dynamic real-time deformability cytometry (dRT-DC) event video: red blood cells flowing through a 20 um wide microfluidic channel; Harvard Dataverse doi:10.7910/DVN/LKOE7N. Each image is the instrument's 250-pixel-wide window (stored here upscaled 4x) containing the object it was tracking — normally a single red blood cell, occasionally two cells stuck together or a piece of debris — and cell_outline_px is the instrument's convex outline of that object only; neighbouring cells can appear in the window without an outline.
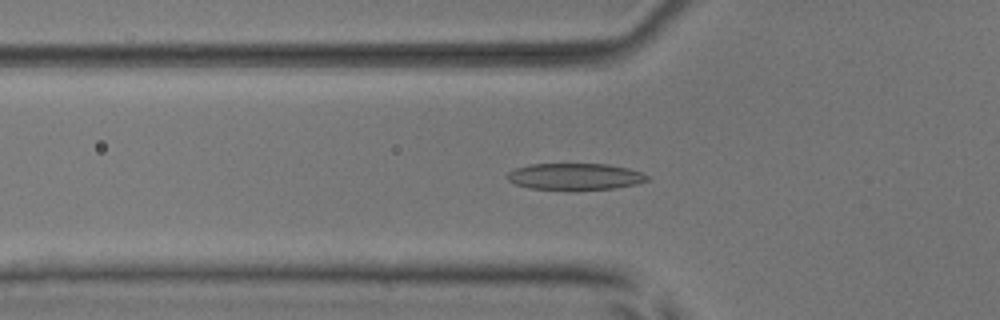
{"species": "common noctule bat (a hibernating species)", "species_latin": "Nyctalus noctula", "temperature_condition": "room temperature", "stored_images_in_passage": 53, "camera_frame_rate_fps": 3000, "um_per_image_px": 0.085, "animal": {"sex": "male", "body_mass_g": 17.9, "forearm_length_mm": 54.2}, "frame": {"image": 1, "passage_image": 18, "time_ms": 5.667, "image_size_px": [1000, 320], "cell_outline_px": [[648, 180], [636, 184], [616, 188], [528, 188], [516, 184], [508, 180], [504, 176], [508, 172], [516, 168], [532, 164], [608, 164], [628, 168], [640, 172], [648, 176]], "centroid_in_image_um": [48.86, 14.98], "position_along_channel_um": 76.9, "area_um2": 21.1}}
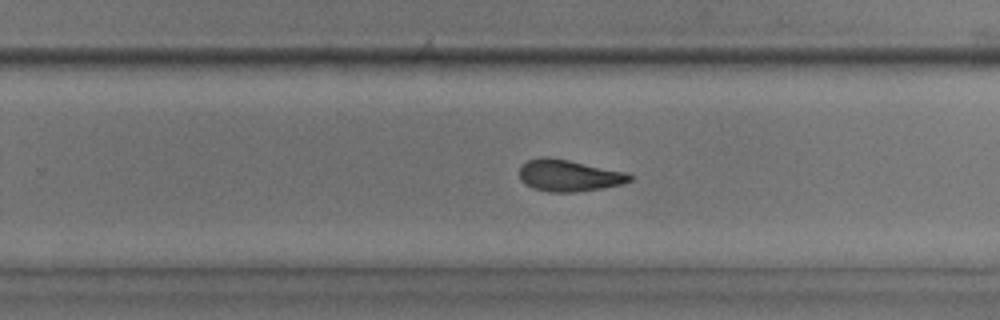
{"frame": {"image": 2, "passage_image": 34, "time_ms": 11.0, "image_size_px": [1000, 320], "cell_outline_px": [[632, 180], [624, 184], [576, 192], [548, 192], [532, 188], [524, 184], [520, 180], [520, 164], [528, 160], [540, 156], [548, 156], [628, 172], [632, 176]], "centroid_in_image_um": [48.33, 14.91], "position_along_channel_um": 281.5, "area_um2": 20.63}}
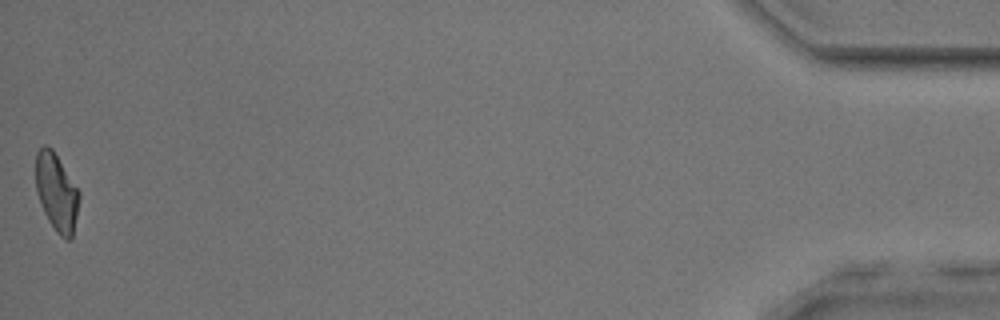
{"frame": {"image": 3, "passage_image": 53, "time_ms": 17.333, "image_size_px": [1000, 320], "cell_outline_px": [[80, 196], [72, 236], [68, 240], [64, 240], [56, 232], [48, 220], [44, 212], [36, 192], [36, 152], [44, 144], [52, 148], [80, 192]], "centroid_in_image_um": [4.8, 16.34], "position_along_channel_um": 430.4, "area_um2": 19.54}, "authors_computed_cell_mechanics": {"area_um2": 20.9814, "velocity_mm_per_s": 3.8471, "shape_relaxation_time_tau1_ms": 2.8211, "shape_relaxation_time_tau2_ms": 2.2662, "deformation_change_tau1": 0.1421, "deformation_change_tau2": 0.104}}